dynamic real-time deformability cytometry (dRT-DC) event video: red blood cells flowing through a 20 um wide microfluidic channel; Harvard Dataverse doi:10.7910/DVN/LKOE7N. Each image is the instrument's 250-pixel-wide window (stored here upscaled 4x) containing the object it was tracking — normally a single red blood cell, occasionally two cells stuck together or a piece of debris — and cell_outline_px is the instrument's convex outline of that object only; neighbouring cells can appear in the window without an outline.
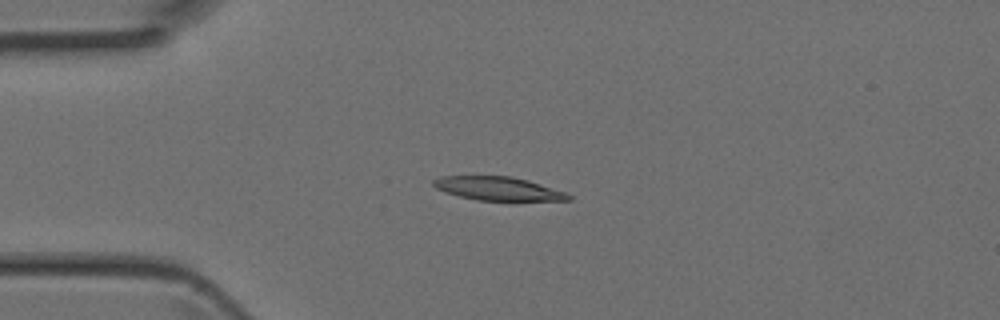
{"species": "Egyptian fruit bat (a non-hibernating species)", "species_latin": "Rousettus aegyptiacus", "temperature_condition": "room temperature", "stored_images_in_passage": 4, "camera_frame_rate_fps": 3000, "um_per_image_px": 0.085, "animal": {"sex": "female"}, "frame": {"image": 1, "passage_image": 2, "time_ms": 0.333, "image_size_px": [1000, 320], "cell_outline_px": [[572, 200], [476, 200], [444, 192], [436, 188], [432, 184], [432, 180], [440, 176], [512, 176], [528, 180], [564, 192], [572, 196]], "centroid_in_image_um": [42.29, 16.02], "position_along_channel_um": 42.7, "area_um2": 18.38}}
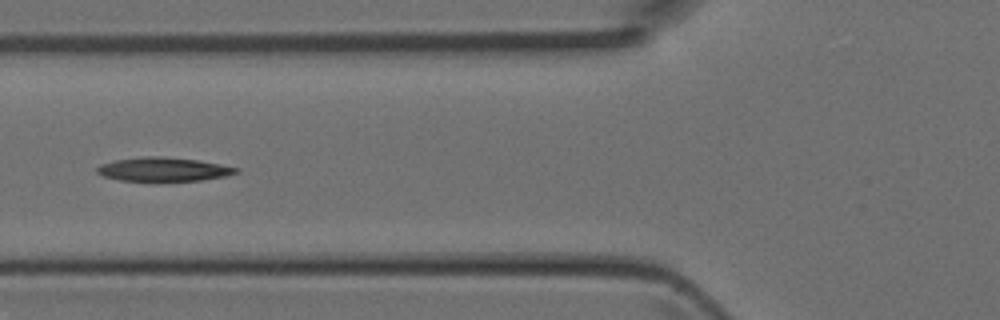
{"frame": {"image": 2, "passage_image": 4, "time_ms": 1.0, "image_size_px": [1000, 320], "cell_outline_px": [[240, 172], [224, 176], [200, 180], [156, 184], [148, 184], [120, 180], [104, 176], [96, 172], [96, 168], [100, 164], [116, 160], [140, 156], [160, 156], [196, 160], [240, 168]], "centroid_in_image_um": [13.84, 14.44], "position_along_channel_um": 112.0, "area_um2": 20.23}}